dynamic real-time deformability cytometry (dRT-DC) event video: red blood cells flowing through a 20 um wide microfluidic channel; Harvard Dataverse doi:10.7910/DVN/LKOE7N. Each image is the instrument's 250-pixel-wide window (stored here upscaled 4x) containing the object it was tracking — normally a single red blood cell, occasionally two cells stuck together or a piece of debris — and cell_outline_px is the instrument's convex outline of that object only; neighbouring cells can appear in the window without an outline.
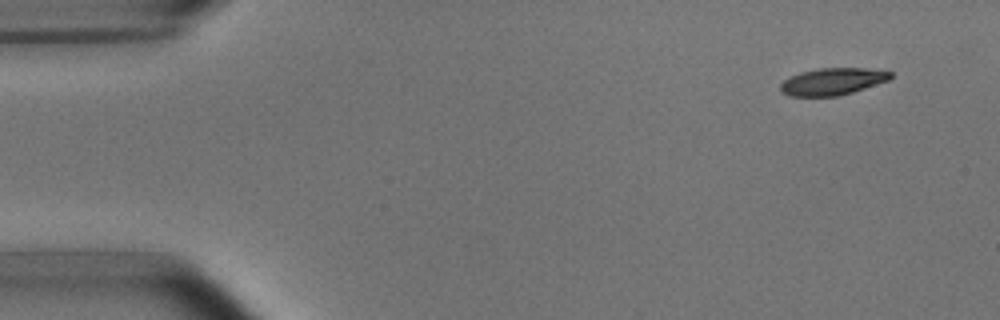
{"species": "common noctule bat (a hibernating species)", "species_latin": "Nyctalus noctula", "temperature_condition": "room temperature", "stored_images_in_passage": 4, "camera_frame_rate_fps": 3000, "um_per_image_px": 0.085, "animal": {"sex": "male", "body_mass_g": 15.6}, "frame": {"image": 1, "passage_image": 1, "time_ms": 0.0, "image_size_px": [1000, 320], "cell_outline_px": [[892, 76], [888, 80], [840, 96], [788, 96], [780, 88], [780, 84], [784, 80], [800, 72], [820, 68], [868, 68], [892, 72]], "centroid_in_image_um": [70.76, 6.92], "position_along_channel_um": 14.2, "area_um2": 17.17}}
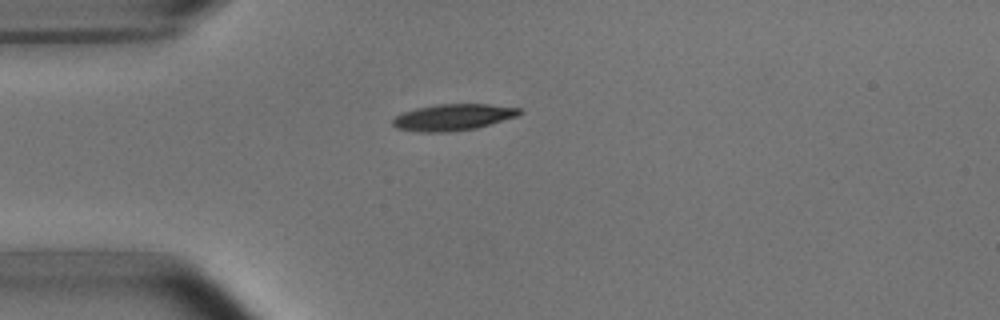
{"frame": {"image": 2, "passage_image": 4, "time_ms": 3.333, "image_size_px": [1000, 320], "cell_outline_px": [[524, 112], [516, 116], [476, 128], [444, 132], [424, 132], [396, 128], [392, 124], [392, 120], [396, 116], [404, 112], [416, 108], [436, 104], [488, 104], [520, 108]], "centroid_in_image_um": [38.5, 9.95], "position_along_channel_um": 46.5, "area_um2": 19.31}}